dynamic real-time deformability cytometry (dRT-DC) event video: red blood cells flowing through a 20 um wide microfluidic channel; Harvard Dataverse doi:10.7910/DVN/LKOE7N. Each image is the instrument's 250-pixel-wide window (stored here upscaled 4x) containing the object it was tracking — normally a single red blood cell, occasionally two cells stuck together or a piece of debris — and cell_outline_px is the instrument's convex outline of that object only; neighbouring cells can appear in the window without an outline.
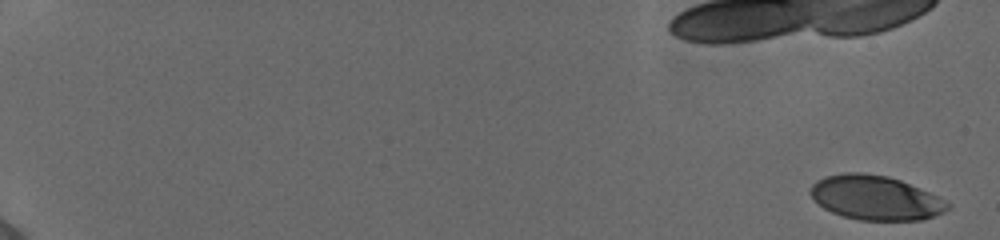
{"species": "human", "species_latin": "Homo sapiens", "temperature_condition": "cold", "stored_images_in_passage": 13, "camera_frame_rate_fps": 3000, "um_per_image_px": 0.085, "donor": {"sex": "female"}, "frame": {"image": 1, "passage_image": 1, "time_ms": 0.0, "image_size_px": [1000, 240], "cell_outline_px": [[952, 208], [944, 212], [924, 220], [860, 220], [844, 216], [832, 212], [824, 208], [808, 192], [812, 184], [816, 180], [824, 176], [844, 172], [864, 172], [888, 176], [900, 180], [928, 192], [952, 204]], "centroid_in_image_um": [74.42, 16.8], "position_along_channel_um": 10.6, "area_um2": 35.55}}